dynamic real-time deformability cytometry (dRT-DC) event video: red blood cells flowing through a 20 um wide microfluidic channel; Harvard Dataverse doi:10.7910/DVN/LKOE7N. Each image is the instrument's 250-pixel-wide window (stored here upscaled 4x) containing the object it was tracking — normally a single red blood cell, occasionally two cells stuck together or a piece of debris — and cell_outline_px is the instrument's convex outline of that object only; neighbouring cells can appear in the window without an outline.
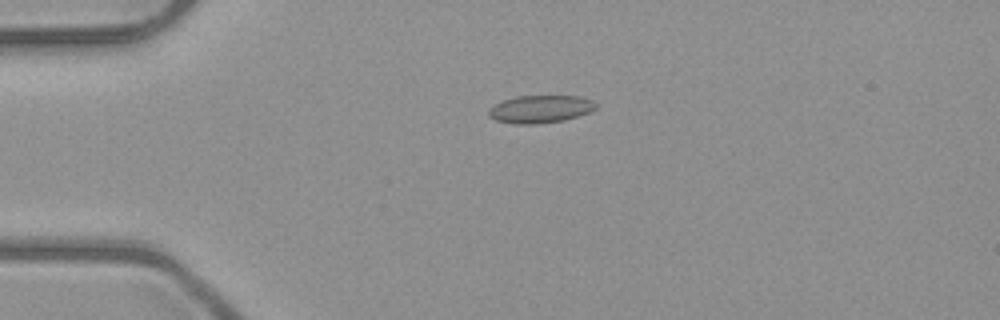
{"species": "common noctule bat (a hibernating species)", "species_latin": "Nyctalus noctula", "temperature_condition": "room temperature", "stored_images_in_passage": 52, "camera_frame_rate_fps": 3000, "um_per_image_px": 0.085, "animal": {"sex": "male", "body_mass_g": 23.1, "forearm_length_mm": 52.7}, "frame": {"image": 1, "passage_image": 13, "time_ms": 4.0, "image_size_px": [1000, 320], "cell_outline_px": [[596, 108], [580, 116], [564, 120], [536, 124], [516, 124], [496, 120], [488, 116], [488, 112], [496, 104], [504, 100], [516, 96], [580, 96], [592, 100], [596, 104]], "centroid_in_image_um": [45.95, 9.27], "position_along_channel_um": 39.0, "area_um2": 17.17}}
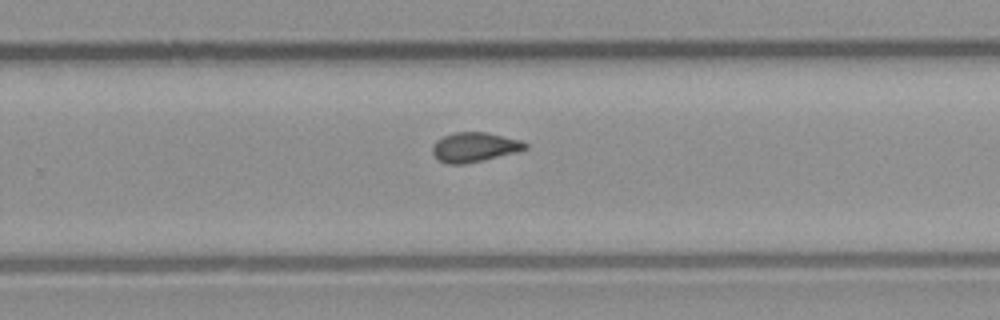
{"frame": {"image": 2, "passage_image": 34, "time_ms": 11.0, "image_size_px": [1000, 320], "cell_outline_px": [[528, 148], [516, 152], [484, 160], [464, 164], [448, 164], [440, 160], [432, 152], [432, 148], [436, 140], [444, 136], [456, 132], [488, 132], [520, 140], [528, 144]], "centroid_in_image_um": [40.35, 12.5], "position_along_channel_um": 289.5, "area_um2": 15.9}}
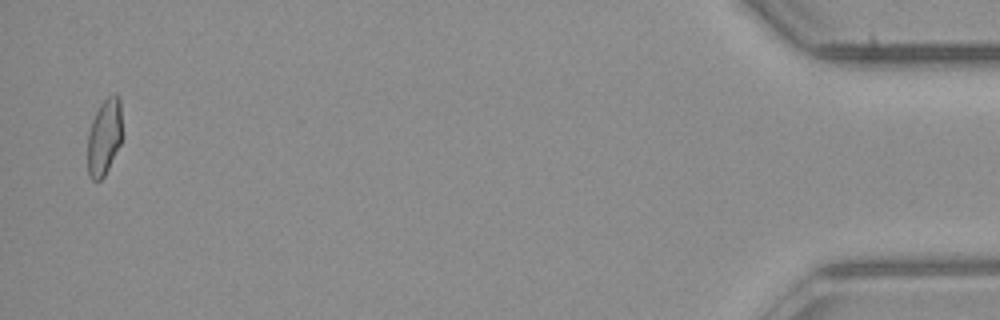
{"frame": {"image": 3, "passage_image": 51, "time_ms": 16.667, "image_size_px": [1000, 320], "cell_outline_px": [[120, 144], [104, 176], [100, 180], [92, 180], [88, 176], [88, 132], [92, 120], [100, 104], [108, 96], [116, 92], [120, 96]], "centroid_in_image_um": [8.84, 11.63], "position_along_channel_um": 426.4, "area_um2": 15.14}, "authors_computed_cell_mechanics": {"area_um2": 16.1551, "velocity_mm_per_s": 4.0463, "shape_relaxation_time_tau1_ms": null, "shape_relaxation_time_tau2_ms": 1.2823, "deformation_change_tau1": null, "deformation_change_tau2": 0.0788}}